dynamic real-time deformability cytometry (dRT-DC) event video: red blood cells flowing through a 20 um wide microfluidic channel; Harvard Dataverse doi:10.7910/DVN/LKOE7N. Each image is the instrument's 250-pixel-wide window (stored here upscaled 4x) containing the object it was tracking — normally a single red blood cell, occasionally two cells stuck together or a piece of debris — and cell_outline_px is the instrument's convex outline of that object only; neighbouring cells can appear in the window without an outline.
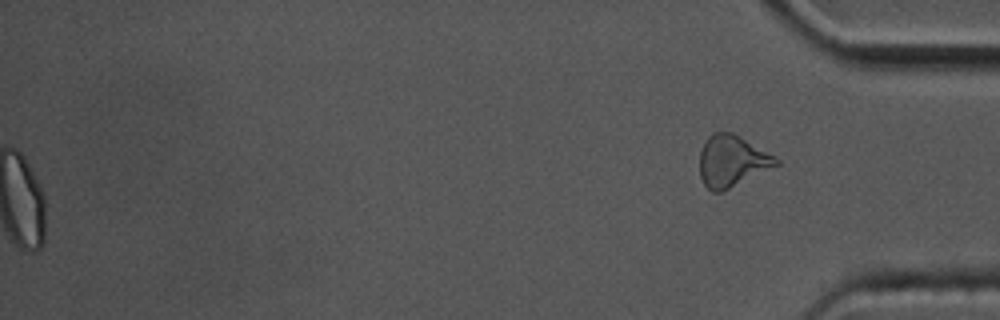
{"species": "common noctule bat (a hibernating species)", "species_latin": "Nyctalus noctula", "temperature_condition": "cold", "stored_images_in_passage": 50, "segment_of_instrument_passage": [2, 2], "camera_frame_rate_fps": 3000, "um_per_image_px": 0.085, "animal": {"sex": "male", "body_mass_g": 17.5, "forearm_length_mm": 52.3}, "frame": {"image": 1, "passage_image": 50, "time_ms": 16.333, "image_size_px": [1000, 320], "cell_outline_px": [[780, 164], [720, 192], [712, 192], [704, 184], [700, 176], [700, 152], [708, 136], [712, 132], [732, 132], [780, 160]], "centroid_in_image_um": [62.18, 13.69], "position_along_channel_um": 373.0, "area_um2": 22.43}}